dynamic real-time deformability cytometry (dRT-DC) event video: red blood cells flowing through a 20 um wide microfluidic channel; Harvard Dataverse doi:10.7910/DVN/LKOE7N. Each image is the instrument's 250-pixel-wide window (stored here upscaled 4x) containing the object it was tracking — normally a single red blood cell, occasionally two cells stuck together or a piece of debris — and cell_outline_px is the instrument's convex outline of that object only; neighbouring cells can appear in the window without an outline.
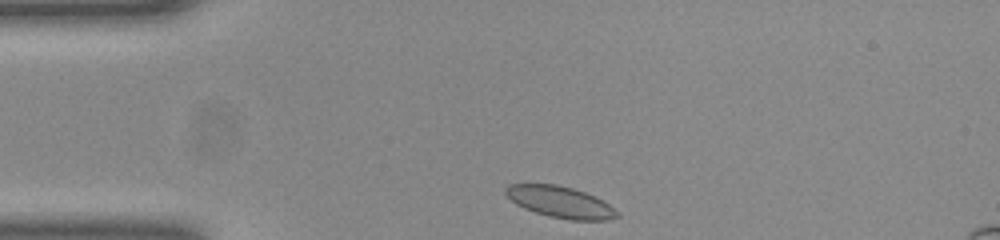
{"species": "common noctule bat (a hibernating species)", "species_latin": "Nyctalus noctula", "temperature_condition": "room temperature", "stored_images_in_passage": 32, "camera_frame_rate_fps": 3000, "um_per_image_px": 0.085, "animal": {"sex": "female", "body_mass_g": 23.0, "forearm_length_mm": 53.4}, "frame": {"image": 1, "passage_image": 1, "time_ms": 0.0, "image_size_px": [1000, 240], "cell_outline_px": [[620, 216], [608, 220], [572, 220], [548, 216], [524, 208], [516, 204], [504, 192], [504, 188], [512, 184], [556, 184], [572, 188], [584, 192], [608, 204]], "centroid_in_image_um": [47.59, 17.17], "position_along_channel_um": 37.4, "area_um2": 20.0}}
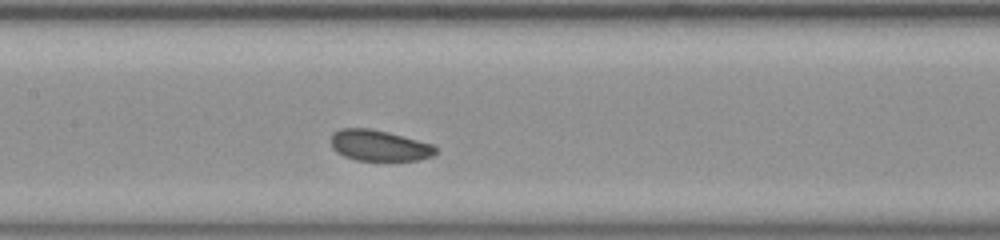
{"frame": {"image": 2, "passage_image": 14, "time_ms": 4.333, "image_size_px": [1000, 240], "cell_outline_px": [[436, 152], [432, 156], [420, 160], [356, 160], [344, 156], [336, 152], [332, 148], [332, 132], [340, 128], [368, 128], [388, 132], [432, 144], [436, 148]], "centroid_in_image_um": [32.2, 12.37], "position_along_channel_um": 175.2, "area_um2": 18.79}}
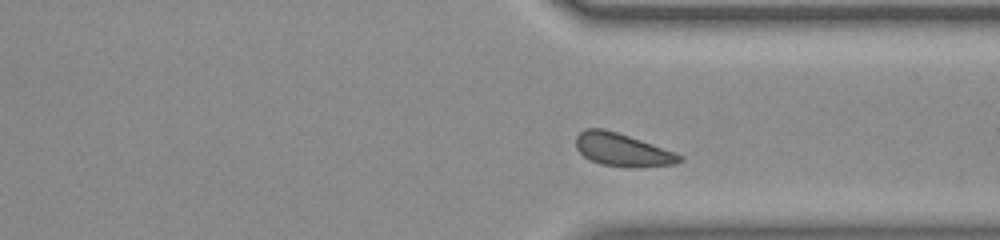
{"frame": {"image": 3, "passage_image": 28, "time_ms": 9.0, "image_size_px": [1000, 240], "cell_outline_px": [[684, 160], [676, 164], [636, 168], [624, 168], [600, 164], [584, 156], [576, 148], [576, 136], [584, 128], [604, 128], [676, 152], [684, 156]], "centroid_in_image_um": [52.93, 12.75], "position_along_channel_um": 358.5, "area_um2": 20.11}, "authors_computed_cell_mechanics": {"area_um2": 19.5942, "velocity_mm_per_s": 3.9253, "shape_relaxation_time_tau1_ms": null, "shape_relaxation_time_tau2_ms": 9.3885, "deformation_change_tau1": null, "deformation_change_tau2": 0.1092}}